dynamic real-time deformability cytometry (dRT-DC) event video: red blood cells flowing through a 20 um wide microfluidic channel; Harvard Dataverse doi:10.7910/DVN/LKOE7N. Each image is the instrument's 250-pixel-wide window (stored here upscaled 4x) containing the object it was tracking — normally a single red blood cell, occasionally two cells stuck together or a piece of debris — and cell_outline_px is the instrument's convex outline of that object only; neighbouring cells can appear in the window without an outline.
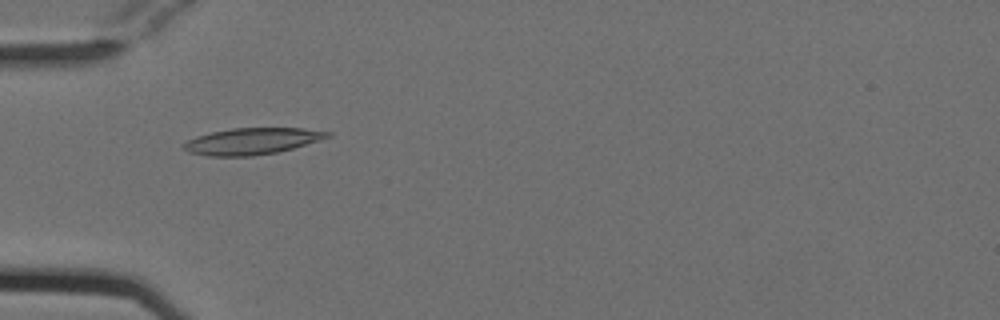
{"species": "Egyptian fruit bat (a non-hibernating species)", "species_latin": "Rousettus aegyptiacus", "temperature_condition": "cold", "stored_images_in_passage": 37, "camera_frame_rate_fps": 3000, "um_per_image_px": 0.085, "animal": {"sex": "female"}, "frame": {"image": 1, "passage_image": 8, "time_ms": 2.333, "image_size_px": [1000, 320], "cell_outline_px": [[332, 136], [320, 140], [292, 148], [276, 152], [252, 156], [208, 156], [188, 152], [180, 148], [180, 144], [188, 140], [212, 132], [232, 128], [304, 128], [332, 132]], "centroid_in_image_um": [21.4, 12.0], "position_along_channel_um": 63.6, "area_um2": 22.2}}
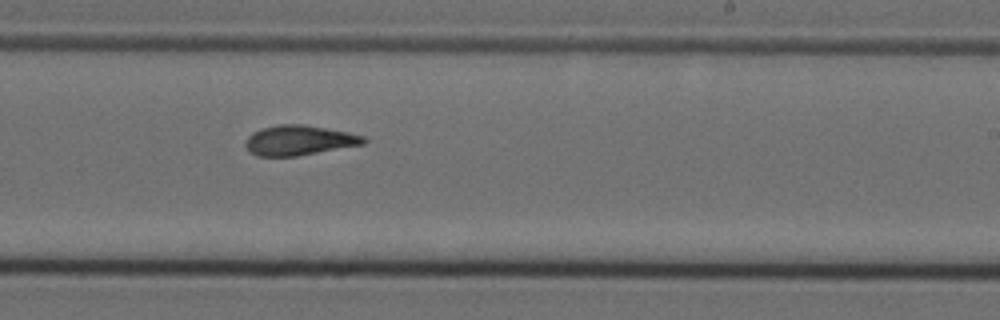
{"frame": {"image": 2, "passage_image": 24, "time_ms": 7.667, "image_size_px": [1000, 320], "cell_outline_px": [[368, 140], [364, 144], [296, 156], [256, 156], [248, 152], [244, 144], [244, 140], [252, 132], [260, 128], [280, 124], [304, 124], [348, 132], [364, 136]], "centroid_in_image_um": [25.37, 11.92], "position_along_channel_um": 263.6, "area_um2": 20.81}}
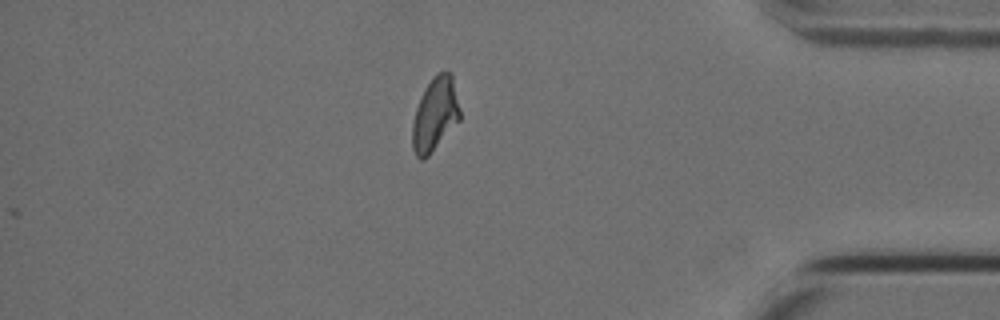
{"frame": {"image": 3, "passage_image": 37, "time_ms": 12.0, "image_size_px": [1000, 320], "cell_outline_px": [[460, 120], [428, 156], [424, 160], [420, 160], [416, 156], [412, 148], [412, 124], [416, 108], [432, 76], [436, 72], [452, 72], [460, 108]], "centroid_in_image_um": [36.99, 9.73], "position_along_channel_um": 398.2, "area_um2": 20.4}, "authors_computed_cell_mechanics": {"area_um2": 20.6924, "velocity_mm_per_s": 3.7911, "shape_relaxation_time_tau1_ms": 6.66, "shape_relaxation_time_tau2_ms": 2.5515, "deformation_change_tau1": 0.1864, "deformation_change_tau2": 0.0964}}